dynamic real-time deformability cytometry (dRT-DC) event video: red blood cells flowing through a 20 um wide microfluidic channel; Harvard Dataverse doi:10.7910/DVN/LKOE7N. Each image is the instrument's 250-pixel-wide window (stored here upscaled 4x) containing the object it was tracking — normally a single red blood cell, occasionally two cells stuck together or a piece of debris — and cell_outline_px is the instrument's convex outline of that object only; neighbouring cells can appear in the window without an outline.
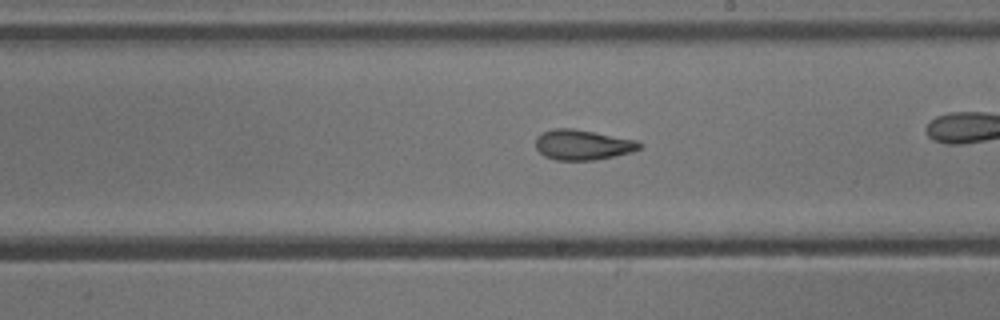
{"species": "common noctule bat (a hibernating species)", "species_latin": "Nyctalus noctula", "temperature_condition": "cold", "stored_images_in_passage": 43, "camera_frame_rate_fps": 3000, "um_per_image_px": 0.085, "animal": {"sex": "male", "body_mass_g": 13.3}, "frame": {"image": 1, "passage_image": 31, "time_ms": 10.0, "image_size_px": [1000, 320], "cell_outline_px": [[640, 148], [632, 152], [616, 156], [596, 160], [556, 160], [544, 156], [536, 148], [536, 136], [540, 132], [552, 128], [572, 128], [640, 140]], "centroid_in_image_um": [49.52, 12.3], "position_along_channel_um": 239.5, "area_um2": 18.55}}